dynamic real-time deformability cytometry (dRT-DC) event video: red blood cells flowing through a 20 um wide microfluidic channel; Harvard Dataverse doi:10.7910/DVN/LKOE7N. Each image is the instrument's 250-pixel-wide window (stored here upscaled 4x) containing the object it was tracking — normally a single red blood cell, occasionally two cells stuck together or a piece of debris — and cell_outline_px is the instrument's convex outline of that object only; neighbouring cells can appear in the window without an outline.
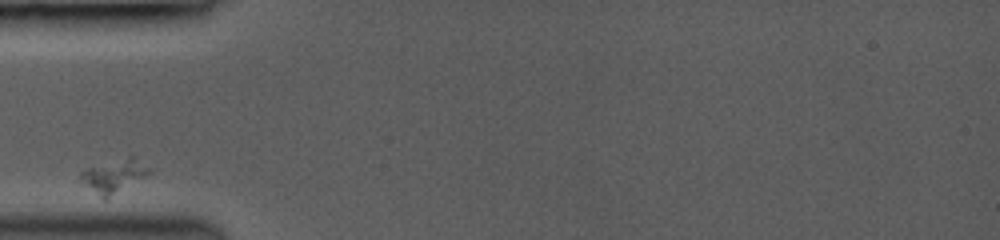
{"species": "common noctule bat (a hibernating species)", "species_latin": "Nyctalus noctula", "temperature_condition": "room temperature", "stored_images_in_passage": 4, "camera_frame_rate_fps": 3000, "um_per_image_px": 0.085, "animal": {"sex": "female", "body_mass_g": 19.0, "forearm_length_mm": 53.3}, "frame": {"image": 1, "passage_image": 1, "time_ms": 0.0, "image_size_px": [1000, 240], "cell_outline_px": [[152, 172], [104, 200], [80, 180], [80, 172], [88, 168], [128, 156], [136, 156], [152, 168]], "centroid_in_image_um": [9.74, 14.92], "position_along_channel_um": 75.3, "area_um2": 13.06}}
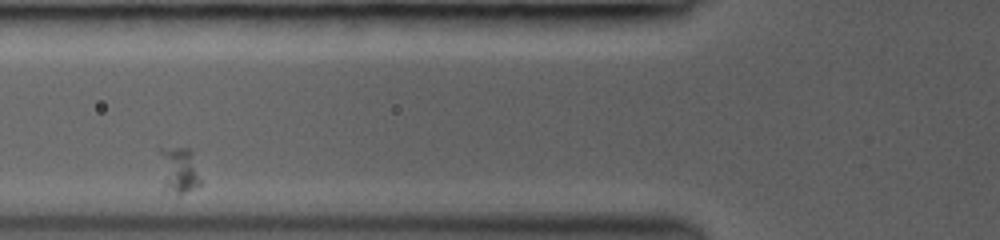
{"frame": {"image": 2, "passage_image": 2, "time_ms": 1.0, "image_size_px": [1000, 240], "cell_outline_px": [[200, 184], [180, 196], [160, 196], [156, 148], [188, 148], [192, 152], [200, 180]], "centroid_in_image_um": [15.0, 14.57], "position_along_channel_um": 110.8, "area_um2": 12.6}}
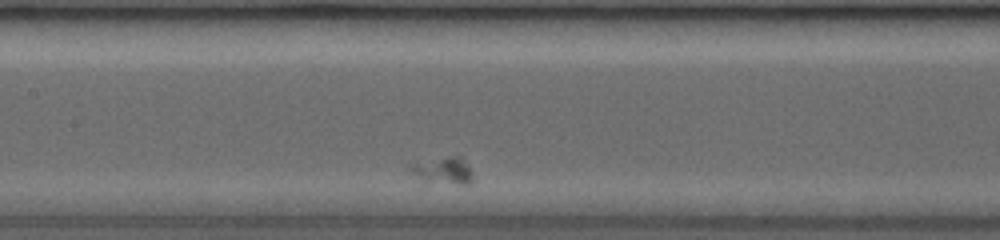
{"frame": {"image": 3, "passage_image": 4, "time_ms": 2.667, "image_size_px": [1000, 240], "cell_outline_px": [[472, 176], [468, 184], [420, 184], [408, 164], [448, 156], [460, 156], [472, 172]], "centroid_in_image_um": [37.59, 14.55], "position_along_channel_um": 169.8, "area_um2": 10.12}}